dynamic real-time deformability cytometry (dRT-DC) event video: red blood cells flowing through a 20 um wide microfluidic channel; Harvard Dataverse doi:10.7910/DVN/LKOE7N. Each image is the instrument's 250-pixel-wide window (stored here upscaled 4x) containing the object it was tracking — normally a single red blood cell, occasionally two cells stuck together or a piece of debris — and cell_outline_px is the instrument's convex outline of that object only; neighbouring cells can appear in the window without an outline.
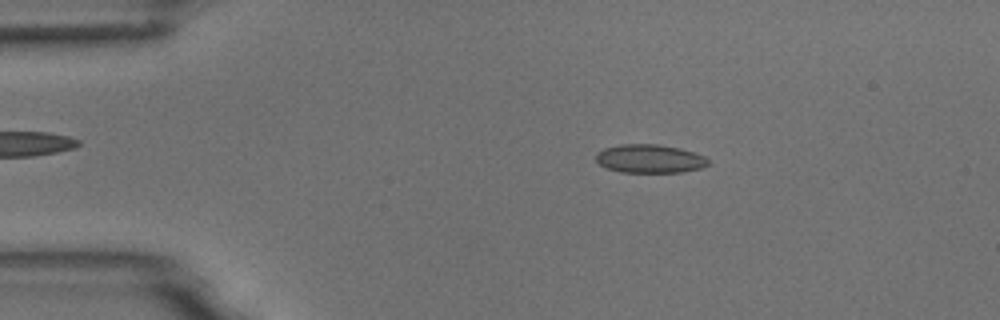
{"species": "common noctule bat (a hibernating species)", "species_latin": "Nyctalus noctula", "temperature_condition": "room temperature", "stored_images_in_passage": 5, "camera_frame_rate_fps": 3000, "um_per_image_px": 0.085, "animal": {"sex": "male", "body_mass_g": 18.8}, "frame": {"image": 1, "passage_image": 2, "time_ms": 0.333, "image_size_px": [1000, 320], "cell_outline_px": [[708, 164], [700, 168], [680, 172], [620, 172], [608, 168], [600, 164], [596, 160], [596, 152], [604, 148], [620, 144], [660, 144], [680, 148], [704, 156], [708, 160]], "centroid_in_image_um": [55.2, 13.48], "position_along_channel_um": 29.8, "area_um2": 18.55}}
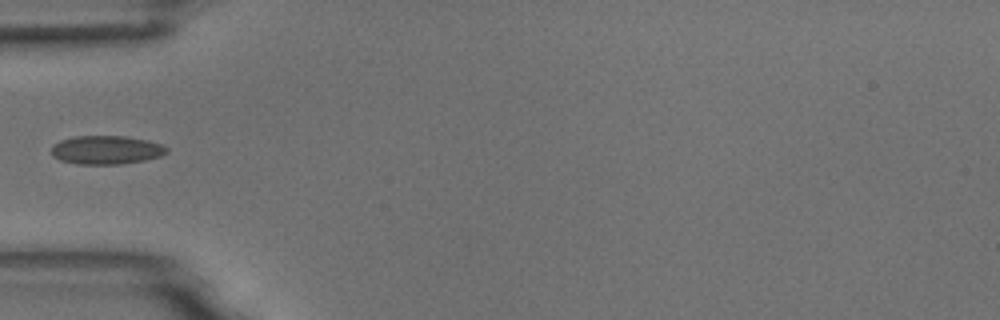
{"frame": {"image": 2, "passage_image": 4, "time_ms": 1.0, "image_size_px": [1000, 320], "cell_outline_px": [[168, 152], [160, 156], [144, 160], [120, 164], [76, 164], [60, 160], [52, 156], [52, 144], [60, 140], [72, 136], [124, 136], [148, 140], [160, 144], [168, 148]], "centroid_in_image_um": [9.0, 12.74], "position_along_channel_um": 76.0, "area_um2": 19.31}}